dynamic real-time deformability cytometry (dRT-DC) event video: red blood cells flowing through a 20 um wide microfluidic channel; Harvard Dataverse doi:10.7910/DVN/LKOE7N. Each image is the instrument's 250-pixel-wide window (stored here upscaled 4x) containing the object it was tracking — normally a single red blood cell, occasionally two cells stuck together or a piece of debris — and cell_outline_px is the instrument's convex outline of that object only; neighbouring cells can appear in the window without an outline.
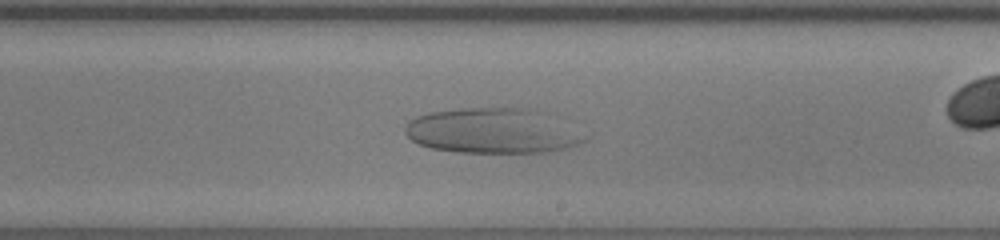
{"species": "human", "species_latin": "Homo sapiens", "temperature_condition": "room temperature", "stored_images_in_passage": 47, "camera_frame_rate_fps": 3000, "um_per_image_px": 0.085, "donor": {"sex": "female"}, "frame": {"image": 1, "passage_image": 34, "time_ms": 11.0, "image_size_px": [1000, 240], "cell_outline_px": [[592, 132], [588, 140], [564, 148], [548, 152], [456, 152], [432, 148], [420, 144], [412, 140], [404, 132], [404, 124], [408, 120], [416, 116], [428, 112], [460, 108], [528, 108], [544, 112]], "centroid_in_image_um": [41.98, 11.11], "position_along_channel_um": 247.0, "area_um2": 48.26}}